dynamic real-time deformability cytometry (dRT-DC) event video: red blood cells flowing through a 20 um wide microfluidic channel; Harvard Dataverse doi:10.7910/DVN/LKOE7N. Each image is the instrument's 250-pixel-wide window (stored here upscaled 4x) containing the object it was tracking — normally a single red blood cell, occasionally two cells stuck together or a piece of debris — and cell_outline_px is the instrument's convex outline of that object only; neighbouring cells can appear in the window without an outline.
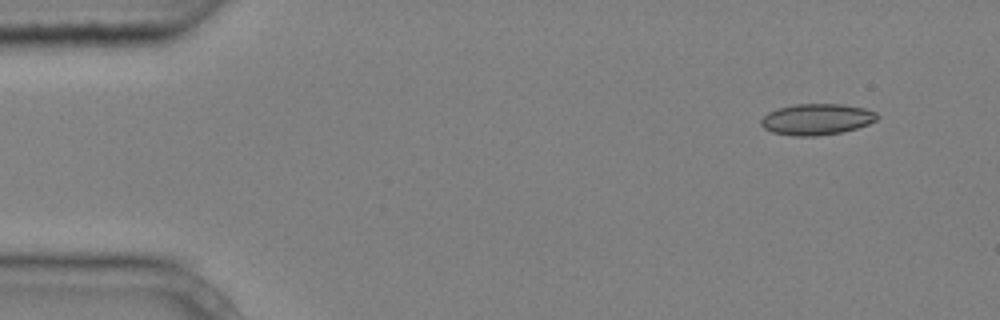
{"species": "common noctule bat (a hibernating species)", "species_latin": "Nyctalus noctula", "temperature_condition": "cold", "stored_images_in_passage": 5, "segment_of_instrument_passage": [1, 2], "camera_frame_rate_fps": 3000, "um_per_image_px": 0.085, "animal": {"sex": "male", "body_mass_g": 20.4}, "frame": {"image": 1, "passage_image": 1, "time_ms": 0.0, "image_size_px": [1000, 320], "cell_outline_px": [[880, 116], [876, 120], [868, 124], [856, 128], [840, 132], [816, 136], [796, 136], [772, 132], [764, 128], [760, 124], [760, 120], [768, 112], [780, 108], [796, 104], [840, 104], [864, 108], [876, 112]], "centroid_in_image_um": [69.42, 10.14], "position_along_channel_um": 15.6, "area_um2": 20.92}}